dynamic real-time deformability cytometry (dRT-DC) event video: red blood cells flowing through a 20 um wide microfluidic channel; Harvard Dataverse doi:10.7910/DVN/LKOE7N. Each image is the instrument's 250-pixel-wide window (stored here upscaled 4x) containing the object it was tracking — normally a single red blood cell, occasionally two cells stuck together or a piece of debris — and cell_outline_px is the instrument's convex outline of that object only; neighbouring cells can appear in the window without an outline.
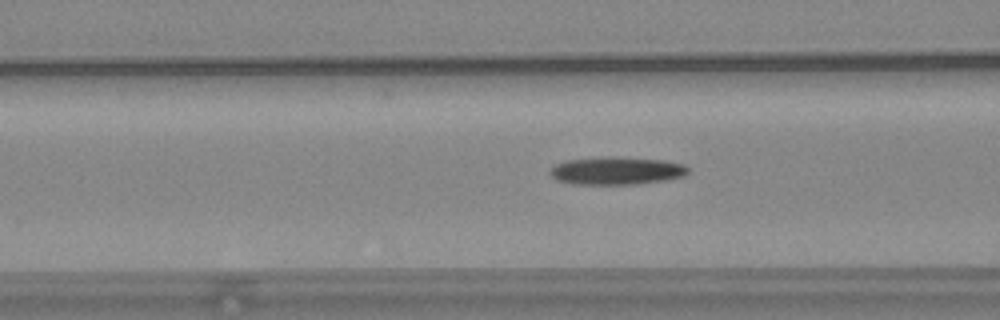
{"species": "common noctule bat (a hibernating species)", "species_latin": "Nyctalus noctula", "temperature_condition": "warm", "stored_images_in_passage": 51, "camera_frame_rate_fps": 3000, "um_per_image_px": 0.085, "animal": {"sex": "female", "body_mass_g": 24.6, "forearm_length_mm": 56.2}, "frame": {"image": 1, "passage_image": 17, "time_ms": 5.333, "image_size_px": [1000, 320], "cell_outline_px": [[688, 172], [684, 176], [668, 180], [636, 184], [572, 184], [556, 180], [548, 172], [556, 164], [564, 160], [612, 156], [664, 160], [684, 164], [688, 168]], "centroid_in_image_um": [52.41, 14.51], "position_along_channel_um": 114.2, "area_um2": 22.54}}
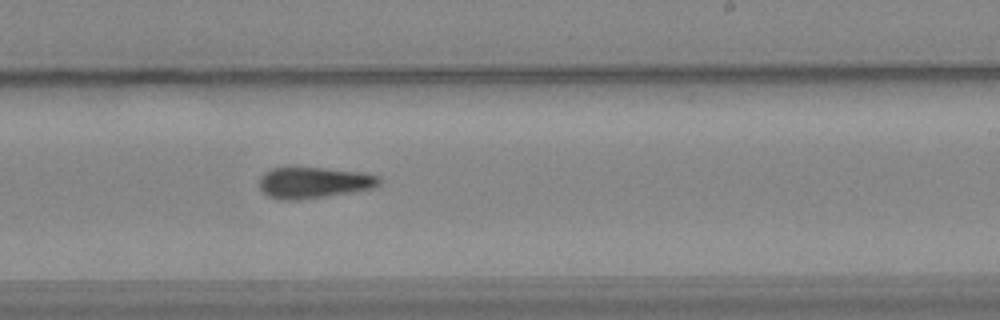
{"frame": {"image": 2, "passage_image": 29, "time_ms": 9.333, "image_size_px": [1000, 320], "cell_outline_px": [[380, 184], [372, 188], [328, 196], [296, 200], [280, 200], [268, 196], [260, 188], [260, 176], [264, 172], [272, 168], [324, 168], [360, 172], [380, 176]], "centroid_in_image_um": [26.66, 15.53], "position_along_channel_um": 262.3, "area_um2": 21.62}}
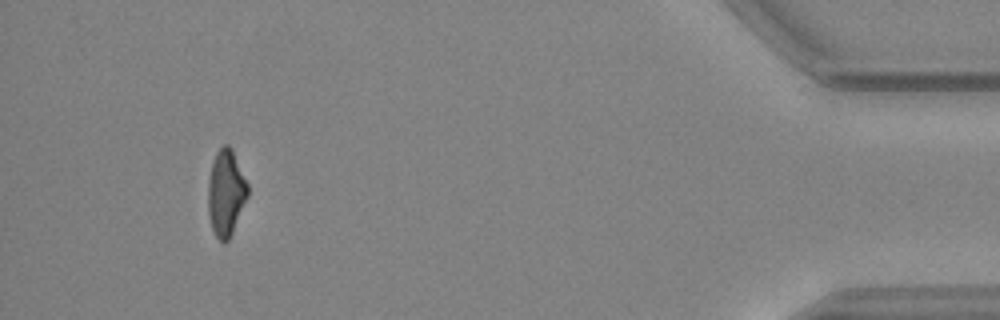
{"frame": {"image": 3, "passage_image": 47, "time_ms": 15.333, "image_size_px": [1000, 320], "cell_outline_px": [[248, 196], [232, 232], [228, 240], [224, 244], [216, 236], [212, 228], [208, 216], [208, 176], [216, 152], [224, 144], [228, 144], [232, 148], [248, 184]], "centroid_in_image_um": [19.19, 16.37], "position_along_channel_um": 416.0, "area_um2": 19.94}, "authors_computed_cell_mechanics": {"area_um2": 21.4438, "velocity_mm_per_s": 3.7057, "shape_relaxation_time_tau1_ms": 8.7875, "shape_relaxation_time_tau2_ms": null, "deformation_change_tau1": 0.2412, "deformation_change_tau2": null}}